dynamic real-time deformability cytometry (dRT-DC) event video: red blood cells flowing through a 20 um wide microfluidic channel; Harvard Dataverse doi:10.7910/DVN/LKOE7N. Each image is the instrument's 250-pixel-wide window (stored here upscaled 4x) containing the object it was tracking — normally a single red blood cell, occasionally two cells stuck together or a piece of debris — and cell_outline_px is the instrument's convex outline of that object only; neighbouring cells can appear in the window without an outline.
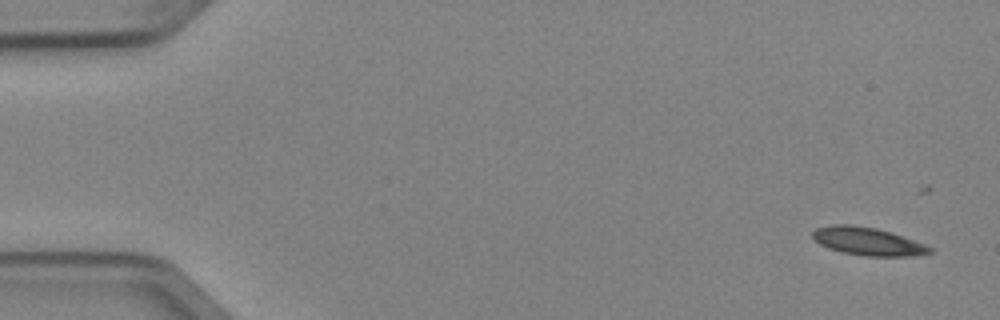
{"species": "Egyptian fruit bat (a non-hibernating species)", "species_latin": "Rousettus aegyptiacus", "temperature_condition": "cold", "stored_images_in_passage": 4, "camera_frame_rate_fps": 3000, "um_per_image_px": 0.085, "animal": {"sex": "female"}, "frame": {"image": 1, "passage_image": 1, "time_ms": 0.0, "image_size_px": [1000, 320], "cell_outline_px": [[932, 252], [908, 256], [864, 256], [844, 252], [828, 248], [820, 244], [812, 236], [812, 232], [816, 228], [832, 224], [852, 224], [876, 228], [892, 232], [924, 244], [932, 248]], "centroid_in_image_um": [73.73, 20.5], "position_along_channel_um": 11.3, "area_um2": 18.96}}